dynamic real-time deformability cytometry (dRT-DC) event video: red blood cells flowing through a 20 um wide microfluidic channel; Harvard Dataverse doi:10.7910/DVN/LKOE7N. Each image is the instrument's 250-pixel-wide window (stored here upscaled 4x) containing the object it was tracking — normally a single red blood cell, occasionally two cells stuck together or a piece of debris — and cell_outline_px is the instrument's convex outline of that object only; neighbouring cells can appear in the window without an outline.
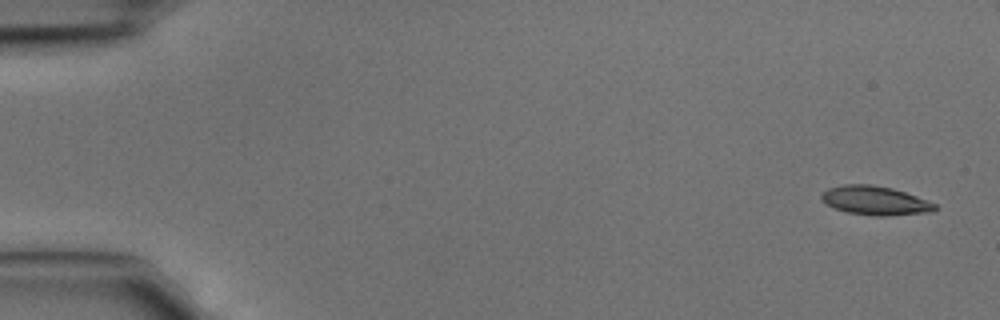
{"species": "common noctule bat (a hibernating species)", "species_latin": "Nyctalus noctula", "temperature_condition": "cold", "stored_images_in_passage": 4, "camera_frame_rate_fps": 3000, "um_per_image_px": 0.085, "animal": {"sex": "male", "body_mass_g": 15.6}, "frame": {"image": 1, "passage_image": 1, "time_ms": 0.0, "image_size_px": [1000, 320], "cell_outline_px": [[936, 208], [932, 212], [884, 216], [876, 216], [848, 212], [836, 208], [828, 204], [820, 196], [828, 188], [844, 184], [872, 184], [892, 188], [916, 196], [936, 204]], "centroid_in_image_um": [74.4, 17.04], "position_along_channel_um": 10.6, "area_um2": 18.84}}
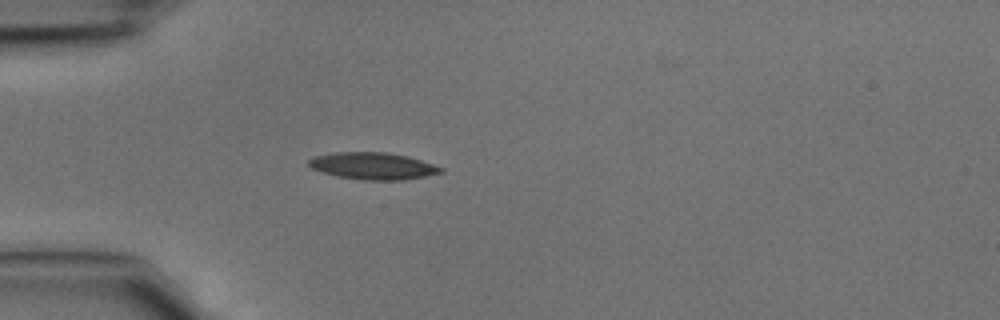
{"frame": {"image": 2, "passage_image": 4, "time_ms": 1.0, "image_size_px": [1000, 320], "cell_outline_px": [[444, 172], [404, 180], [364, 180], [336, 176], [312, 168], [308, 164], [308, 160], [312, 156], [336, 152], [384, 152], [408, 156], [444, 168]], "centroid_in_image_um": [31.69, 14.1], "position_along_channel_um": 53.3, "area_um2": 20.69}}